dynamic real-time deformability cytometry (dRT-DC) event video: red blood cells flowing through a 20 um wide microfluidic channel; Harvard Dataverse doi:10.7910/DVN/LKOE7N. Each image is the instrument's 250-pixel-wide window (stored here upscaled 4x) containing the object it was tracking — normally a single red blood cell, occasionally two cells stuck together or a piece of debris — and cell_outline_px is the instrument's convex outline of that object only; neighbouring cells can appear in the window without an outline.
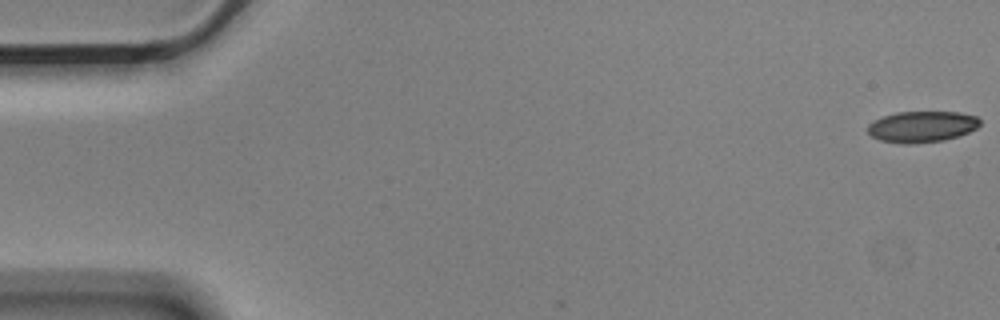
{"species": "Egyptian fruit bat (a non-hibernating species)", "species_latin": "Rousettus aegyptiacus", "temperature_condition": "cold", "stored_images_in_passage": 13, "camera_frame_rate_fps": 3000, "um_per_image_px": 0.085, "animal": {"sex": "male"}, "frame": {"image": 1, "passage_image": 1, "time_ms": 0.0, "image_size_px": [1000, 320], "cell_outline_px": [[980, 124], [976, 128], [960, 136], [944, 140], [912, 144], [908, 144], [880, 140], [872, 136], [868, 132], [868, 124], [872, 120], [896, 112], [960, 112], [976, 116], [980, 120]], "centroid_in_image_um": [78.36, 10.76], "position_along_channel_um": 6.6, "area_um2": 20.4}}
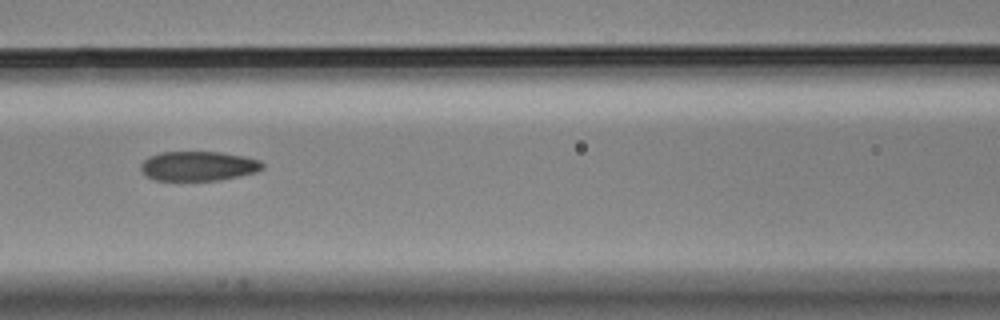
{"frame": {"image": 2, "passage_image": 7, "time_ms": 2.0, "image_size_px": [1000, 320], "cell_outline_px": [[264, 168], [256, 172], [220, 180], [156, 180], [148, 176], [140, 168], [140, 164], [148, 156], [160, 152], [220, 152], [244, 156], [260, 160], [264, 164]], "centroid_in_image_um": [16.87, 14.1], "position_along_channel_um": 149.7, "area_um2": 20.92}}
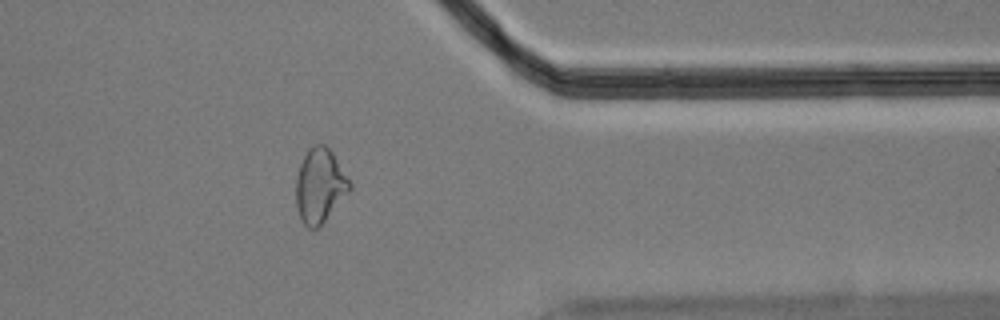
{"frame": {"image": 3, "passage_image": 13, "time_ms": 4.0, "image_size_px": [1000, 320], "cell_outline_px": [[352, 188], [320, 228], [308, 228], [300, 220], [296, 208], [296, 176], [300, 164], [308, 148], [316, 144], [324, 144], [332, 152], [352, 184]], "centroid_in_image_um": [27.18, 15.82], "position_along_channel_um": 384.2, "area_um2": 23.47}}